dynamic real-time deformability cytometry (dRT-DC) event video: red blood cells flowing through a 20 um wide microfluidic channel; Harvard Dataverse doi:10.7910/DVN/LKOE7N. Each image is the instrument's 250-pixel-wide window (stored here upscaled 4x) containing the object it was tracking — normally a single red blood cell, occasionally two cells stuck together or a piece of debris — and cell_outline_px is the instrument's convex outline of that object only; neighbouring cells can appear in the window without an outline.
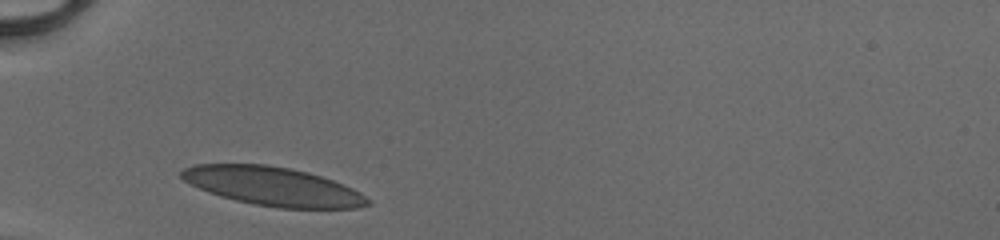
{"species": "human", "species_latin": "Homo sapiens", "temperature_condition": "cold", "stored_images_in_passage": 26, "camera_frame_rate_fps": 3000, "um_per_image_px": 0.085, "donor": {"sex": "male"}, "frame": {"image": 1, "passage_image": 1, "time_ms": 0.0, "image_size_px": [1000, 240], "cell_outline_px": [[368, 204], [356, 208], [280, 208], [256, 204], [236, 200], [220, 196], [208, 192], [184, 180], [180, 176], [180, 172], [184, 168], [196, 164], [268, 164], [308, 172], [344, 184], [360, 192], [368, 200]], "centroid_in_image_um": [23.18, 15.83], "position_along_channel_um": 61.8, "area_um2": 41.56}}
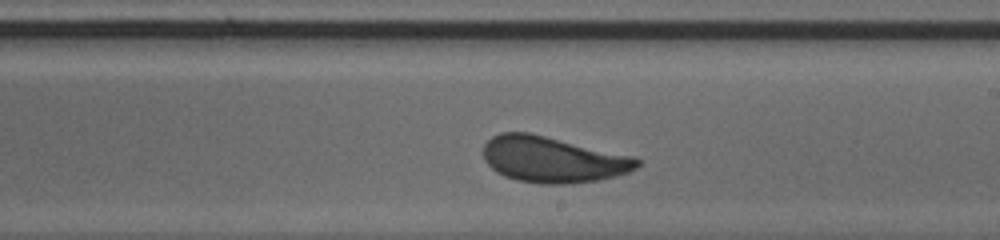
{"frame": {"image": 2, "passage_image": 15, "time_ms": 4.667, "image_size_px": [1000, 240], "cell_outline_px": [[640, 164], [636, 168], [628, 172], [616, 176], [600, 180], [572, 184], [540, 184], [516, 180], [504, 176], [496, 172], [484, 160], [484, 144], [492, 136], [500, 132], [528, 132], [632, 156], [640, 160]], "centroid_in_image_um": [46.96, 13.57], "position_along_channel_um": 242.0, "area_um2": 41.21}}
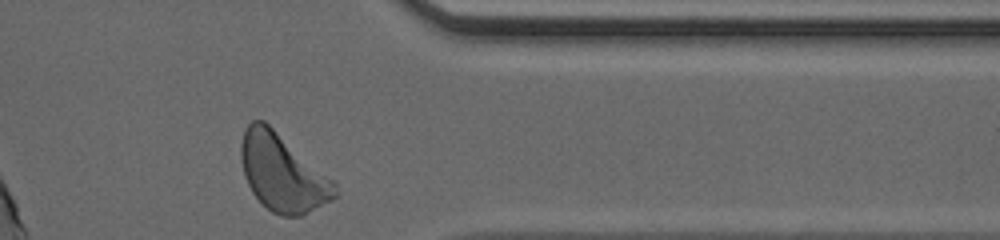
{"frame": {"image": 3, "passage_image": 26, "time_ms": 8.333, "image_size_px": [1000, 240], "cell_outline_px": [[336, 196], [332, 200], [300, 216], [280, 216], [272, 212], [252, 192], [244, 176], [240, 156], [240, 144], [244, 132], [248, 124], [252, 120], [264, 120], [332, 180], [336, 184]], "centroid_in_image_um": [23.97, 14.69], "position_along_channel_um": 387.4, "area_um2": 41.44}, "authors_computed_cell_mechanics": {"area_um2": 40.3155, "velocity_mm_per_s": 4.1126, "shape_relaxation_time_tau1_ms": 2.7661, "shape_relaxation_time_tau2_ms": 0.5692, "deformation_change_tau1": 0.1083, "deformation_change_tau2": 0.0641}}